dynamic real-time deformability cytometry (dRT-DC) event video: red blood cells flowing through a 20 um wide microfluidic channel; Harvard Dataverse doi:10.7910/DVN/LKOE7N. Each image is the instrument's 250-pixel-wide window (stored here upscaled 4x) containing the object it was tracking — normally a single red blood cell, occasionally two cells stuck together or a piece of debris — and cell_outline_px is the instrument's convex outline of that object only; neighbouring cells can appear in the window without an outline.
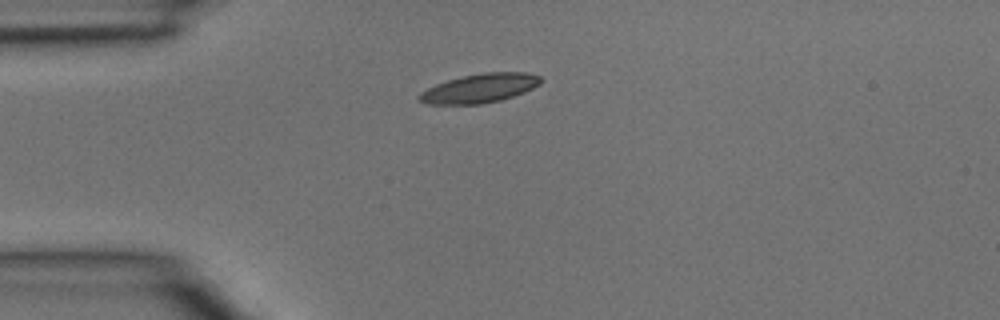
{"species": "common noctule bat (a hibernating species)", "species_latin": "Nyctalus noctula", "temperature_condition": "room temperature", "stored_images_in_passage": 2, "camera_frame_rate_fps": 3000, "um_per_image_px": 0.085, "animal": {"sex": "male", "body_mass_g": 15.6}, "frame": {"image": 1, "passage_image": 1, "time_ms": 0.0, "image_size_px": [1000, 320], "cell_outline_px": [[544, 80], [540, 84], [524, 92], [500, 100], [480, 104], [428, 104], [420, 100], [416, 96], [420, 92], [436, 84], [448, 80], [464, 76], [484, 72], [528, 72], [540, 76]], "centroid_in_image_um": [40.8, 7.49], "position_along_channel_um": 44.2, "area_um2": 20.46}}